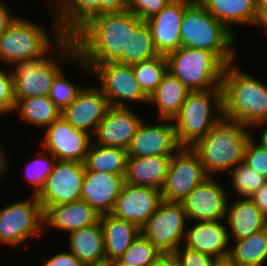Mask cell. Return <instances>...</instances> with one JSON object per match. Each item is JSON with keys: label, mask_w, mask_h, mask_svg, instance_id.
I'll list each match as a JSON object with an SVG mask.
<instances>
[{"label": "cell", "mask_w": 267, "mask_h": 266, "mask_svg": "<svg viewBox=\"0 0 267 266\" xmlns=\"http://www.w3.org/2000/svg\"><path fill=\"white\" fill-rule=\"evenodd\" d=\"M14 112L27 124L47 128L61 117V111L48 96L31 97L16 102Z\"/></svg>", "instance_id": "obj_32"}, {"label": "cell", "mask_w": 267, "mask_h": 266, "mask_svg": "<svg viewBox=\"0 0 267 266\" xmlns=\"http://www.w3.org/2000/svg\"><path fill=\"white\" fill-rule=\"evenodd\" d=\"M188 222L190 223V227L187 225L183 245L193 250L213 256L220 262H226L230 250V241L226 222Z\"/></svg>", "instance_id": "obj_21"}, {"label": "cell", "mask_w": 267, "mask_h": 266, "mask_svg": "<svg viewBox=\"0 0 267 266\" xmlns=\"http://www.w3.org/2000/svg\"><path fill=\"white\" fill-rule=\"evenodd\" d=\"M161 201V190L125 182L111 215L141 228Z\"/></svg>", "instance_id": "obj_19"}, {"label": "cell", "mask_w": 267, "mask_h": 266, "mask_svg": "<svg viewBox=\"0 0 267 266\" xmlns=\"http://www.w3.org/2000/svg\"><path fill=\"white\" fill-rule=\"evenodd\" d=\"M218 266H231V265L228 264L227 262H220Z\"/></svg>", "instance_id": "obj_55"}, {"label": "cell", "mask_w": 267, "mask_h": 266, "mask_svg": "<svg viewBox=\"0 0 267 266\" xmlns=\"http://www.w3.org/2000/svg\"><path fill=\"white\" fill-rule=\"evenodd\" d=\"M259 27L258 29L264 30L263 33L267 32V8H265L259 15L258 20L255 25V28ZM267 34V33H266Z\"/></svg>", "instance_id": "obj_51"}, {"label": "cell", "mask_w": 267, "mask_h": 266, "mask_svg": "<svg viewBox=\"0 0 267 266\" xmlns=\"http://www.w3.org/2000/svg\"><path fill=\"white\" fill-rule=\"evenodd\" d=\"M257 1V11L260 14L265 8H267V0H256Z\"/></svg>", "instance_id": "obj_52"}, {"label": "cell", "mask_w": 267, "mask_h": 266, "mask_svg": "<svg viewBox=\"0 0 267 266\" xmlns=\"http://www.w3.org/2000/svg\"><path fill=\"white\" fill-rule=\"evenodd\" d=\"M65 37H72L92 17L98 15V0H58L50 9Z\"/></svg>", "instance_id": "obj_27"}, {"label": "cell", "mask_w": 267, "mask_h": 266, "mask_svg": "<svg viewBox=\"0 0 267 266\" xmlns=\"http://www.w3.org/2000/svg\"><path fill=\"white\" fill-rule=\"evenodd\" d=\"M6 148L3 146V144H0V179L5 175V173L8 174L7 169L10 165V158H8L10 155L7 154Z\"/></svg>", "instance_id": "obj_50"}, {"label": "cell", "mask_w": 267, "mask_h": 266, "mask_svg": "<svg viewBox=\"0 0 267 266\" xmlns=\"http://www.w3.org/2000/svg\"><path fill=\"white\" fill-rule=\"evenodd\" d=\"M226 174L231 177L230 184L236 192L234 194H238L239 198L251 197L261 186L267 183V178L258 174L244 162H241Z\"/></svg>", "instance_id": "obj_37"}, {"label": "cell", "mask_w": 267, "mask_h": 266, "mask_svg": "<svg viewBox=\"0 0 267 266\" xmlns=\"http://www.w3.org/2000/svg\"><path fill=\"white\" fill-rule=\"evenodd\" d=\"M110 104L95 84L86 85L75 100L61 111V117L74 128L92 136Z\"/></svg>", "instance_id": "obj_18"}, {"label": "cell", "mask_w": 267, "mask_h": 266, "mask_svg": "<svg viewBox=\"0 0 267 266\" xmlns=\"http://www.w3.org/2000/svg\"><path fill=\"white\" fill-rule=\"evenodd\" d=\"M128 153L118 147L99 146L91 143L84 161L87 170L125 175Z\"/></svg>", "instance_id": "obj_33"}, {"label": "cell", "mask_w": 267, "mask_h": 266, "mask_svg": "<svg viewBox=\"0 0 267 266\" xmlns=\"http://www.w3.org/2000/svg\"><path fill=\"white\" fill-rule=\"evenodd\" d=\"M161 255L162 253L140 233L117 260L127 266H146Z\"/></svg>", "instance_id": "obj_38"}, {"label": "cell", "mask_w": 267, "mask_h": 266, "mask_svg": "<svg viewBox=\"0 0 267 266\" xmlns=\"http://www.w3.org/2000/svg\"><path fill=\"white\" fill-rule=\"evenodd\" d=\"M157 122L142 121L127 149L128 156H172L181 148L173 121L157 118Z\"/></svg>", "instance_id": "obj_16"}, {"label": "cell", "mask_w": 267, "mask_h": 266, "mask_svg": "<svg viewBox=\"0 0 267 266\" xmlns=\"http://www.w3.org/2000/svg\"><path fill=\"white\" fill-rule=\"evenodd\" d=\"M187 215L180 202L161 201L153 215L140 228L162 254H172L184 241Z\"/></svg>", "instance_id": "obj_11"}, {"label": "cell", "mask_w": 267, "mask_h": 266, "mask_svg": "<svg viewBox=\"0 0 267 266\" xmlns=\"http://www.w3.org/2000/svg\"><path fill=\"white\" fill-rule=\"evenodd\" d=\"M124 176L85 168L81 200L86 201L100 216L111 214L125 183Z\"/></svg>", "instance_id": "obj_22"}, {"label": "cell", "mask_w": 267, "mask_h": 266, "mask_svg": "<svg viewBox=\"0 0 267 266\" xmlns=\"http://www.w3.org/2000/svg\"><path fill=\"white\" fill-rule=\"evenodd\" d=\"M141 22L128 10L92 17L71 37L77 56L90 70L96 65L110 62L126 65L129 36Z\"/></svg>", "instance_id": "obj_1"}, {"label": "cell", "mask_w": 267, "mask_h": 266, "mask_svg": "<svg viewBox=\"0 0 267 266\" xmlns=\"http://www.w3.org/2000/svg\"><path fill=\"white\" fill-rule=\"evenodd\" d=\"M76 55L74 41L71 37H64L49 55L15 62L11 66L15 102L31 97L48 96L53 80L64 68L63 63L65 62L66 66L72 63Z\"/></svg>", "instance_id": "obj_4"}, {"label": "cell", "mask_w": 267, "mask_h": 266, "mask_svg": "<svg viewBox=\"0 0 267 266\" xmlns=\"http://www.w3.org/2000/svg\"><path fill=\"white\" fill-rule=\"evenodd\" d=\"M137 82L143 92L149 97L168 72V61L164 55L132 65Z\"/></svg>", "instance_id": "obj_35"}, {"label": "cell", "mask_w": 267, "mask_h": 266, "mask_svg": "<svg viewBox=\"0 0 267 266\" xmlns=\"http://www.w3.org/2000/svg\"><path fill=\"white\" fill-rule=\"evenodd\" d=\"M222 118V89L191 91L172 119L178 145L192 147Z\"/></svg>", "instance_id": "obj_7"}, {"label": "cell", "mask_w": 267, "mask_h": 266, "mask_svg": "<svg viewBox=\"0 0 267 266\" xmlns=\"http://www.w3.org/2000/svg\"><path fill=\"white\" fill-rule=\"evenodd\" d=\"M172 156H128L125 182L161 190Z\"/></svg>", "instance_id": "obj_25"}, {"label": "cell", "mask_w": 267, "mask_h": 266, "mask_svg": "<svg viewBox=\"0 0 267 266\" xmlns=\"http://www.w3.org/2000/svg\"><path fill=\"white\" fill-rule=\"evenodd\" d=\"M207 177L198 155L190 147H181L170 160L161 198L167 202H181Z\"/></svg>", "instance_id": "obj_12"}, {"label": "cell", "mask_w": 267, "mask_h": 266, "mask_svg": "<svg viewBox=\"0 0 267 266\" xmlns=\"http://www.w3.org/2000/svg\"><path fill=\"white\" fill-rule=\"evenodd\" d=\"M166 57L168 71L190 91L222 89L226 65L211 51L180 47Z\"/></svg>", "instance_id": "obj_8"}, {"label": "cell", "mask_w": 267, "mask_h": 266, "mask_svg": "<svg viewBox=\"0 0 267 266\" xmlns=\"http://www.w3.org/2000/svg\"><path fill=\"white\" fill-rule=\"evenodd\" d=\"M261 128L263 127V129L261 128V132L259 130V141H256L257 139L254 138L253 132L252 130H255V128ZM250 133H251V138L255 139L254 142L256 144H258L260 147L264 148L267 150V121L266 122H260V123H256L254 125H252L250 128ZM252 129V130H251Z\"/></svg>", "instance_id": "obj_48"}, {"label": "cell", "mask_w": 267, "mask_h": 266, "mask_svg": "<svg viewBox=\"0 0 267 266\" xmlns=\"http://www.w3.org/2000/svg\"><path fill=\"white\" fill-rule=\"evenodd\" d=\"M106 261L118 259L139 236L140 228L111 214L100 216Z\"/></svg>", "instance_id": "obj_29"}, {"label": "cell", "mask_w": 267, "mask_h": 266, "mask_svg": "<svg viewBox=\"0 0 267 266\" xmlns=\"http://www.w3.org/2000/svg\"><path fill=\"white\" fill-rule=\"evenodd\" d=\"M41 266H87L81 263L68 249L54 253Z\"/></svg>", "instance_id": "obj_44"}, {"label": "cell", "mask_w": 267, "mask_h": 266, "mask_svg": "<svg viewBox=\"0 0 267 266\" xmlns=\"http://www.w3.org/2000/svg\"><path fill=\"white\" fill-rule=\"evenodd\" d=\"M250 137L248 127L222 118L190 148L198 155L205 173L218 177L219 173H228L243 162L245 146Z\"/></svg>", "instance_id": "obj_3"}, {"label": "cell", "mask_w": 267, "mask_h": 266, "mask_svg": "<svg viewBox=\"0 0 267 266\" xmlns=\"http://www.w3.org/2000/svg\"><path fill=\"white\" fill-rule=\"evenodd\" d=\"M173 0H128L127 10L146 21L158 14Z\"/></svg>", "instance_id": "obj_43"}, {"label": "cell", "mask_w": 267, "mask_h": 266, "mask_svg": "<svg viewBox=\"0 0 267 266\" xmlns=\"http://www.w3.org/2000/svg\"><path fill=\"white\" fill-rule=\"evenodd\" d=\"M255 205L267 217V183L261 186L251 197H249Z\"/></svg>", "instance_id": "obj_47"}, {"label": "cell", "mask_w": 267, "mask_h": 266, "mask_svg": "<svg viewBox=\"0 0 267 266\" xmlns=\"http://www.w3.org/2000/svg\"><path fill=\"white\" fill-rule=\"evenodd\" d=\"M6 2L0 0V36L8 29L10 24L17 18L16 14L13 15L9 10Z\"/></svg>", "instance_id": "obj_46"}, {"label": "cell", "mask_w": 267, "mask_h": 266, "mask_svg": "<svg viewBox=\"0 0 267 266\" xmlns=\"http://www.w3.org/2000/svg\"><path fill=\"white\" fill-rule=\"evenodd\" d=\"M87 266H109V261H104L101 263L93 264V265H87Z\"/></svg>", "instance_id": "obj_54"}, {"label": "cell", "mask_w": 267, "mask_h": 266, "mask_svg": "<svg viewBox=\"0 0 267 266\" xmlns=\"http://www.w3.org/2000/svg\"><path fill=\"white\" fill-rule=\"evenodd\" d=\"M39 155V156H38ZM56 158L44 149L38 152L37 156L29 159L24 166V179L28 181V185L32 188L31 195L37 196L43 189L48 175L53 171Z\"/></svg>", "instance_id": "obj_36"}, {"label": "cell", "mask_w": 267, "mask_h": 266, "mask_svg": "<svg viewBox=\"0 0 267 266\" xmlns=\"http://www.w3.org/2000/svg\"><path fill=\"white\" fill-rule=\"evenodd\" d=\"M78 67L80 74H91L101 84L98 87L106 96L110 106L130 107L132 105L148 104V96L143 92L137 82L132 65L110 62L96 65L92 70L76 55L72 65ZM134 102V104H133Z\"/></svg>", "instance_id": "obj_9"}, {"label": "cell", "mask_w": 267, "mask_h": 266, "mask_svg": "<svg viewBox=\"0 0 267 266\" xmlns=\"http://www.w3.org/2000/svg\"><path fill=\"white\" fill-rule=\"evenodd\" d=\"M16 102L13 95V76L11 69L0 68V116L14 113Z\"/></svg>", "instance_id": "obj_42"}, {"label": "cell", "mask_w": 267, "mask_h": 266, "mask_svg": "<svg viewBox=\"0 0 267 266\" xmlns=\"http://www.w3.org/2000/svg\"><path fill=\"white\" fill-rule=\"evenodd\" d=\"M128 0H98V15L127 11Z\"/></svg>", "instance_id": "obj_45"}, {"label": "cell", "mask_w": 267, "mask_h": 266, "mask_svg": "<svg viewBox=\"0 0 267 266\" xmlns=\"http://www.w3.org/2000/svg\"><path fill=\"white\" fill-rule=\"evenodd\" d=\"M85 165L82 162L56 160L45 186L36 196L41 206L69 204L81 200Z\"/></svg>", "instance_id": "obj_13"}, {"label": "cell", "mask_w": 267, "mask_h": 266, "mask_svg": "<svg viewBox=\"0 0 267 266\" xmlns=\"http://www.w3.org/2000/svg\"><path fill=\"white\" fill-rule=\"evenodd\" d=\"M43 210L35 195L0 208V245L17 248L42 236Z\"/></svg>", "instance_id": "obj_10"}, {"label": "cell", "mask_w": 267, "mask_h": 266, "mask_svg": "<svg viewBox=\"0 0 267 266\" xmlns=\"http://www.w3.org/2000/svg\"><path fill=\"white\" fill-rule=\"evenodd\" d=\"M241 68L235 62L224 68L223 118L250 128L267 121V84Z\"/></svg>", "instance_id": "obj_2"}, {"label": "cell", "mask_w": 267, "mask_h": 266, "mask_svg": "<svg viewBox=\"0 0 267 266\" xmlns=\"http://www.w3.org/2000/svg\"><path fill=\"white\" fill-rule=\"evenodd\" d=\"M70 252L85 265H93L106 261L104 235L100 221L68 233Z\"/></svg>", "instance_id": "obj_28"}, {"label": "cell", "mask_w": 267, "mask_h": 266, "mask_svg": "<svg viewBox=\"0 0 267 266\" xmlns=\"http://www.w3.org/2000/svg\"><path fill=\"white\" fill-rule=\"evenodd\" d=\"M65 70L66 69L63 68L56 75L48 95L60 111L70 105L86 86L85 84L83 86L75 85V83L70 81L66 76L67 73H65Z\"/></svg>", "instance_id": "obj_39"}, {"label": "cell", "mask_w": 267, "mask_h": 266, "mask_svg": "<svg viewBox=\"0 0 267 266\" xmlns=\"http://www.w3.org/2000/svg\"><path fill=\"white\" fill-rule=\"evenodd\" d=\"M205 9L230 32L235 26L256 25L258 20L256 0H198Z\"/></svg>", "instance_id": "obj_26"}, {"label": "cell", "mask_w": 267, "mask_h": 266, "mask_svg": "<svg viewBox=\"0 0 267 266\" xmlns=\"http://www.w3.org/2000/svg\"><path fill=\"white\" fill-rule=\"evenodd\" d=\"M225 188L216 176H208L193 189L180 202L188 221H224L231 199Z\"/></svg>", "instance_id": "obj_14"}, {"label": "cell", "mask_w": 267, "mask_h": 266, "mask_svg": "<svg viewBox=\"0 0 267 266\" xmlns=\"http://www.w3.org/2000/svg\"><path fill=\"white\" fill-rule=\"evenodd\" d=\"M134 110L133 107L110 106L91 136L92 143L127 150L135 132L144 120Z\"/></svg>", "instance_id": "obj_17"}, {"label": "cell", "mask_w": 267, "mask_h": 266, "mask_svg": "<svg viewBox=\"0 0 267 266\" xmlns=\"http://www.w3.org/2000/svg\"><path fill=\"white\" fill-rule=\"evenodd\" d=\"M243 162L267 178V150L256 144L251 137L245 146Z\"/></svg>", "instance_id": "obj_41"}, {"label": "cell", "mask_w": 267, "mask_h": 266, "mask_svg": "<svg viewBox=\"0 0 267 266\" xmlns=\"http://www.w3.org/2000/svg\"><path fill=\"white\" fill-rule=\"evenodd\" d=\"M158 55L150 28L145 21H142L129 36L126 47V65H134Z\"/></svg>", "instance_id": "obj_34"}, {"label": "cell", "mask_w": 267, "mask_h": 266, "mask_svg": "<svg viewBox=\"0 0 267 266\" xmlns=\"http://www.w3.org/2000/svg\"><path fill=\"white\" fill-rule=\"evenodd\" d=\"M109 266H127V265H124L123 263H120L117 259H115L109 261Z\"/></svg>", "instance_id": "obj_53"}, {"label": "cell", "mask_w": 267, "mask_h": 266, "mask_svg": "<svg viewBox=\"0 0 267 266\" xmlns=\"http://www.w3.org/2000/svg\"><path fill=\"white\" fill-rule=\"evenodd\" d=\"M229 241H238L267 227V217L250 198L228 201L225 218Z\"/></svg>", "instance_id": "obj_24"}, {"label": "cell", "mask_w": 267, "mask_h": 266, "mask_svg": "<svg viewBox=\"0 0 267 266\" xmlns=\"http://www.w3.org/2000/svg\"><path fill=\"white\" fill-rule=\"evenodd\" d=\"M194 0H173L158 14L145 22L148 24L159 55L167 56L181 47V22L185 9Z\"/></svg>", "instance_id": "obj_20"}, {"label": "cell", "mask_w": 267, "mask_h": 266, "mask_svg": "<svg viewBox=\"0 0 267 266\" xmlns=\"http://www.w3.org/2000/svg\"><path fill=\"white\" fill-rule=\"evenodd\" d=\"M226 262L231 266H264L267 263V227L231 242Z\"/></svg>", "instance_id": "obj_31"}, {"label": "cell", "mask_w": 267, "mask_h": 266, "mask_svg": "<svg viewBox=\"0 0 267 266\" xmlns=\"http://www.w3.org/2000/svg\"><path fill=\"white\" fill-rule=\"evenodd\" d=\"M191 91L169 71L148 97V105L158 109L157 118L173 119Z\"/></svg>", "instance_id": "obj_30"}, {"label": "cell", "mask_w": 267, "mask_h": 266, "mask_svg": "<svg viewBox=\"0 0 267 266\" xmlns=\"http://www.w3.org/2000/svg\"><path fill=\"white\" fill-rule=\"evenodd\" d=\"M146 266H178L173 254H162L154 262Z\"/></svg>", "instance_id": "obj_49"}, {"label": "cell", "mask_w": 267, "mask_h": 266, "mask_svg": "<svg viewBox=\"0 0 267 266\" xmlns=\"http://www.w3.org/2000/svg\"><path fill=\"white\" fill-rule=\"evenodd\" d=\"M43 231L54 228L68 234L100 221V215L84 200L55 206H41Z\"/></svg>", "instance_id": "obj_23"}, {"label": "cell", "mask_w": 267, "mask_h": 266, "mask_svg": "<svg viewBox=\"0 0 267 266\" xmlns=\"http://www.w3.org/2000/svg\"><path fill=\"white\" fill-rule=\"evenodd\" d=\"M53 20V21H52ZM52 34L46 27L19 17L0 36V61L11 66L20 60L43 58L65 37L52 18ZM53 37H51V36Z\"/></svg>", "instance_id": "obj_6"}, {"label": "cell", "mask_w": 267, "mask_h": 266, "mask_svg": "<svg viewBox=\"0 0 267 266\" xmlns=\"http://www.w3.org/2000/svg\"><path fill=\"white\" fill-rule=\"evenodd\" d=\"M180 31L181 47L211 51L225 65L237 60L238 54L233 46L237 35L213 17L198 0L185 9Z\"/></svg>", "instance_id": "obj_5"}, {"label": "cell", "mask_w": 267, "mask_h": 266, "mask_svg": "<svg viewBox=\"0 0 267 266\" xmlns=\"http://www.w3.org/2000/svg\"><path fill=\"white\" fill-rule=\"evenodd\" d=\"M39 140L40 150L50 152L57 160L84 163L90 144L91 135L74 128L62 117L44 129Z\"/></svg>", "instance_id": "obj_15"}, {"label": "cell", "mask_w": 267, "mask_h": 266, "mask_svg": "<svg viewBox=\"0 0 267 266\" xmlns=\"http://www.w3.org/2000/svg\"><path fill=\"white\" fill-rule=\"evenodd\" d=\"M172 254L178 266H218L220 264V261L213 256L185 247L183 244Z\"/></svg>", "instance_id": "obj_40"}]
</instances>
